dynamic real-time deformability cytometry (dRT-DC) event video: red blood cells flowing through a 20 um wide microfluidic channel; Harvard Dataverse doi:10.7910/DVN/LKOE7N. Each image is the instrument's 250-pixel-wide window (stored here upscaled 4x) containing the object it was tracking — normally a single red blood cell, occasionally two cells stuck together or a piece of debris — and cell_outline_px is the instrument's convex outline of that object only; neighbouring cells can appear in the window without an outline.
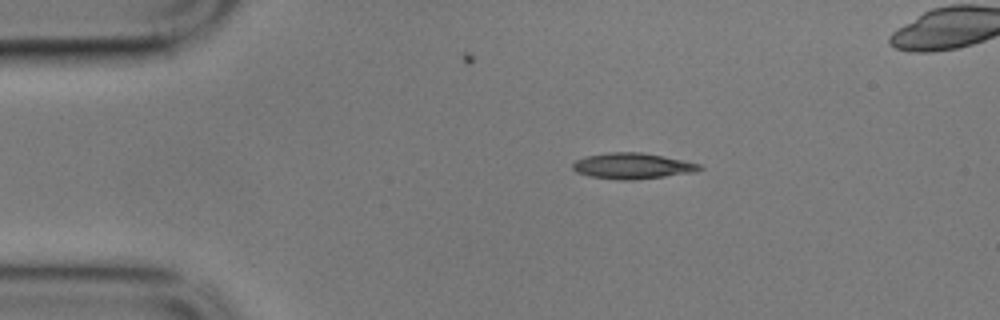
{"species": "common noctule bat (a hibernating species)", "species_latin": "Nyctalus noctula", "temperature_condition": "cold", "stored_images_in_passage": 7, "camera_frame_rate_fps": 3000, "um_per_image_px": 0.085, "animal": {"sex": "male", "body_mass_g": 17.9}, "frame": {"image": 1, "passage_image": 1, "time_ms": 0.0, "image_size_px": [1000, 320], "cell_outline_px": [[704, 168], [692, 172], [664, 176], [632, 180], [620, 180], [588, 176], [576, 172], [572, 168], [572, 164], [576, 160], [588, 156], [608, 152], [640, 152], [700, 164]], "centroid_in_image_um": [53.69, 14.11], "position_along_channel_um": 31.3, "area_um2": 18.79}}
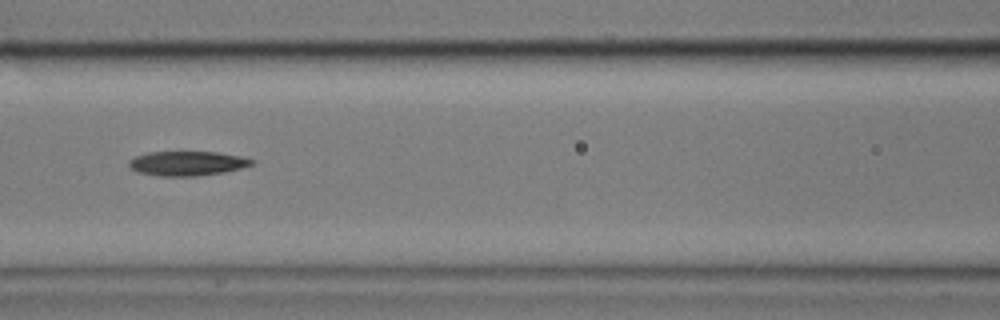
{"frame": {"image": 2, "passage_image": 5, "time_ms": 1.333, "image_size_px": [1000, 320], "cell_outline_px": [[256, 164], [224, 172], [196, 176], [160, 176], [136, 172], [128, 164], [128, 160], [136, 156], [148, 152], [216, 152], [240, 156], [256, 160]], "centroid_in_image_um": [15.93, 13.89], "position_along_channel_um": 150.7, "area_um2": 17.57}}